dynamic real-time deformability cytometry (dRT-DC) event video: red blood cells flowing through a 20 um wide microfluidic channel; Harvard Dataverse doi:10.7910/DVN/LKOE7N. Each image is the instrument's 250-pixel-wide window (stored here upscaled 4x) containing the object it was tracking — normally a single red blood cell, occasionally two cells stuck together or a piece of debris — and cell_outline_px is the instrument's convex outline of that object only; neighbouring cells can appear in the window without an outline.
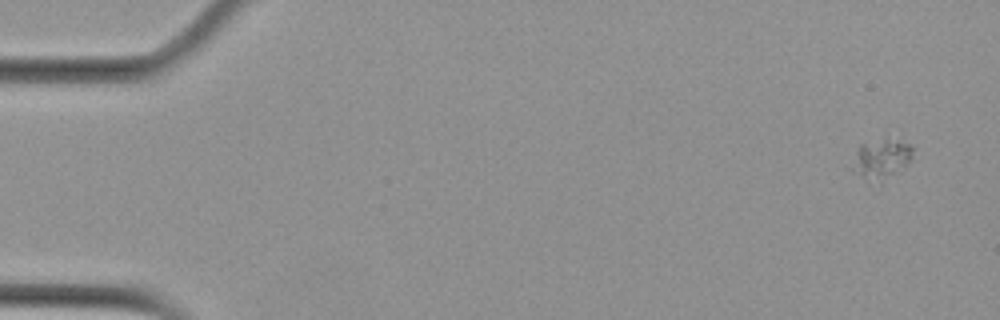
{"species": "Egyptian fruit bat (a non-hibernating species)", "species_latin": "Rousettus aegyptiacus", "temperature_condition": "cold", "stored_images_in_passage": 5, "camera_frame_rate_fps": 3000, "um_per_image_px": 0.085, "animal": {"sex": "female"}, "frame": {"image": 1, "passage_image": 1, "time_ms": 0.0, "image_size_px": [1000, 320], "cell_outline_px": [[912, 156], [908, 164], [880, 184], [864, 176], [852, 168], [860, 144], [884, 140], [896, 140], [908, 144], [912, 148]], "centroid_in_image_um": [74.97, 13.53], "position_along_channel_um": 10.0, "area_um2": 13.24}}
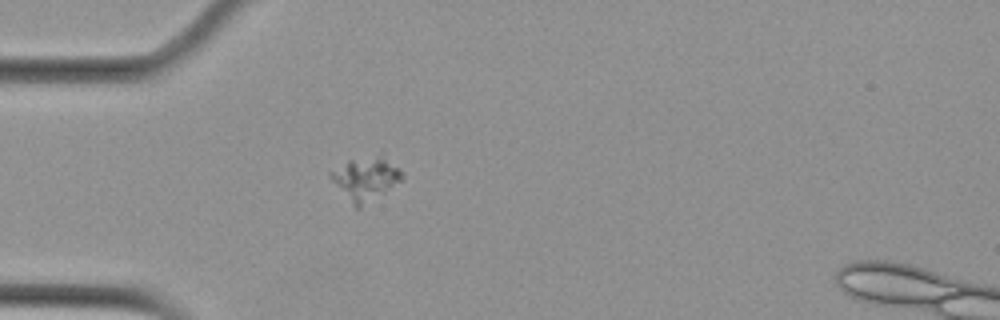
{"frame": {"image": 2, "passage_image": 5, "time_ms": 4.667, "image_size_px": [1000, 320], "cell_outline_px": [[404, 180], [360, 208], [356, 208], [328, 176], [328, 172], [348, 160], [384, 160], [400, 168], [404, 176]], "centroid_in_image_um": [31.06, 15.26], "position_along_channel_um": 53.9, "area_um2": 16.99}}